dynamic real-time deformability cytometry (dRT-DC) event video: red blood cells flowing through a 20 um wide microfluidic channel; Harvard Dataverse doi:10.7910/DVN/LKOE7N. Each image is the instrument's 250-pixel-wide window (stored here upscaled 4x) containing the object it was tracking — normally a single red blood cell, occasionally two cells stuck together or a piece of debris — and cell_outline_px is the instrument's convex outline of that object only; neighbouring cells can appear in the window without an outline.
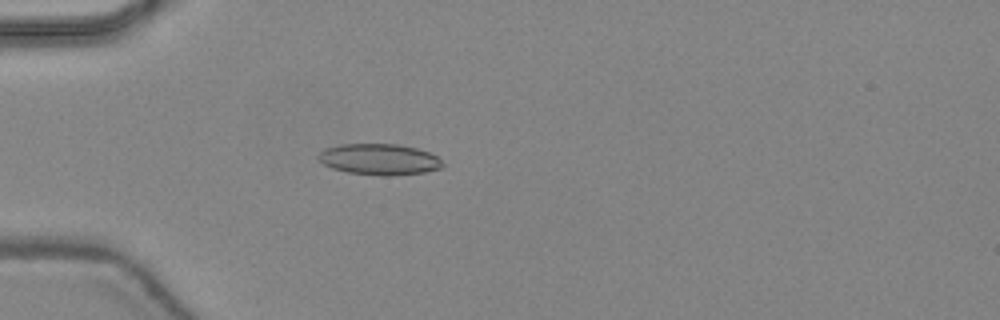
{"species": "common noctule bat (a hibernating species)", "species_latin": "Nyctalus noctula", "temperature_condition": "warm", "stored_images_in_passage": 43, "camera_frame_rate_fps": 3000, "um_per_image_px": 0.085, "animal": {"sex": "female", "body_mass_g": 24.6, "forearm_length_mm": 56.2}, "frame": {"image": 1, "passage_image": 11, "time_ms": 3.333, "image_size_px": [1000, 320], "cell_outline_px": [[444, 164], [440, 168], [424, 172], [388, 176], [380, 176], [348, 172], [332, 168], [324, 164], [316, 156], [324, 148], [340, 144], [396, 144], [416, 148], [428, 152], [436, 156]], "centroid_in_image_um": [32.21, 13.54], "position_along_channel_um": 52.8, "area_um2": 22.43}}
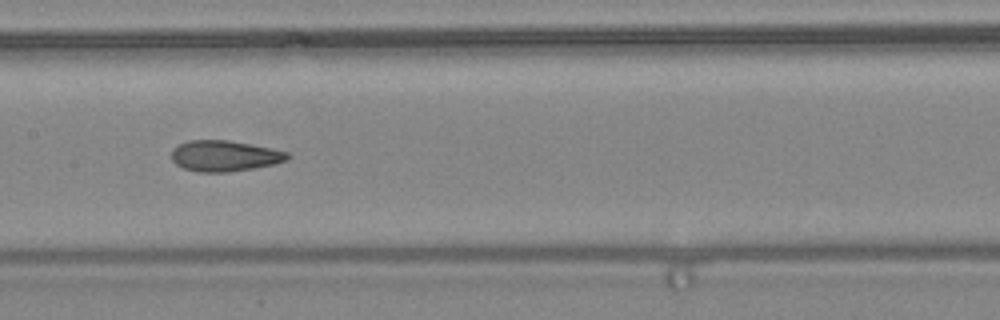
{"frame": {"image": 2, "passage_image": 21, "time_ms": 6.667, "image_size_px": [1000, 320], "cell_outline_px": [[288, 160], [272, 164], [252, 168], [228, 172], [200, 172], [184, 168], [176, 164], [172, 160], [172, 152], [180, 144], [188, 140], [228, 140], [272, 148], [288, 152]], "centroid_in_image_um": [19.09, 13.25], "position_along_channel_um": 188.3, "area_um2": 20.58}}
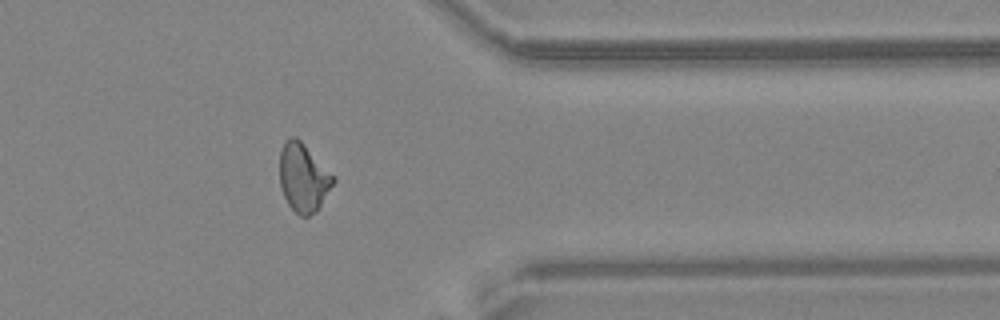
{"frame": {"image": 3, "passage_image": 35, "time_ms": 11.333, "image_size_px": [1000, 320], "cell_outline_px": [[336, 180], [316, 212], [308, 216], [300, 216], [288, 204], [284, 196], [280, 184], [280, 152], [284, 144], [292, 136], [296, 136], [336, 176]], "centroid_in_image_um": [25.81, 15.1], "position_along_channel_um": 385.6, "area_um2": 21.27}, "authors_computed_cell_mechanics": {"area_um2": 20.9236, "velocity_mm_per_s": 4.4592, "shape_relaxation_time_tau1_ms": null, "shape_relaxation_time_tau2_ms": 1.7519, "deformation_change_tau1": null, "deformation_change_tau2": 0.0899}}